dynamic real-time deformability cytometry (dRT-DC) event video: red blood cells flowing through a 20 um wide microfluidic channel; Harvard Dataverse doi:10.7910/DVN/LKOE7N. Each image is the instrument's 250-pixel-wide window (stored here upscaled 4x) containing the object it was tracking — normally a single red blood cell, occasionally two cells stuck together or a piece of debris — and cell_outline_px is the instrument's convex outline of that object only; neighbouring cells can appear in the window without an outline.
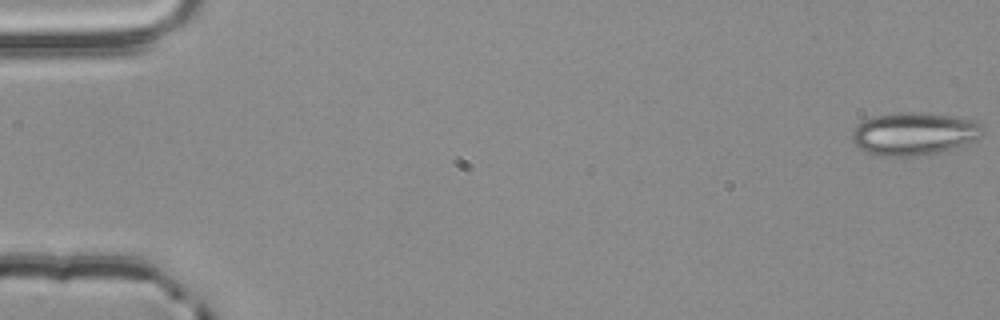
{"species": "common noctule bat (a hibernating species)", "species_latin": "Nyctalus noctula", "temperature_condition": "room temperature", "stored_images_in_passage": 5, "camera_frame_rate_fps": 3000, "um_per_image_px": 0.085, "animal": {"sex": "male", "body_mass_g": 20.4}, "frame": {"image": 1, "passage_image": 1, "time_ms": 0.0, "image_size_px": [1000, 320], "cell_outline_px": [[984, 136], [976, 140], [940, 152], [916, 156], [880, 156], [864, 152], [852, 140], [852, 132], [856, 124], [864, 120], [876, 116], [900, 112], [912, 112], [956, 116], [972, 120], [980, 124], [984, 128]], "centroid_in_image_um": [77.7, 11.37], "position_along_channel_um": 7.3, "area_um2": 32.66}}
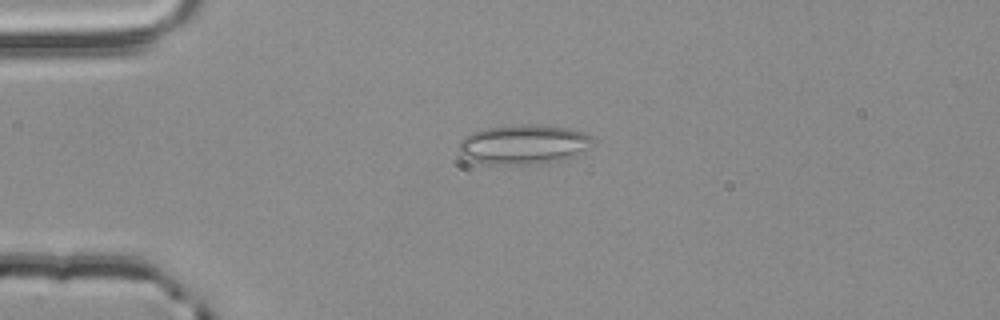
{"frame": {"image": 2, "passage_image": 3, "time_ms": 0.667, "image_size_px": [1000, 320], "cell_outline_px": [[600, 140], [588, 148], [572, 156], [560, 160], [524, 164], [488, 164], [468, 160], [460, 152], [460, 140], [464, 136], [472, 132], [484, 128], [524, 124], [568, 128], [584, 132]], "centroid_in_image_um": [44.53, 12.26], "position_along_channel_um": 40.5, "area_um2": 30.75}}
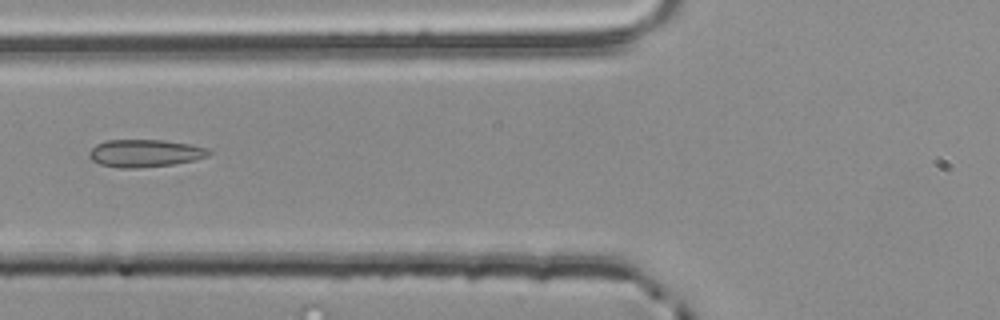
{"frame": {"image": 3, "passage_image": 5, "time_ms": 1.333, "image_size_px": [1000, 320], "cell_outline_px": [[212, 152], [208, 156], [196, 160], [176, 164], [140, 168], [116, 168], [100, 164], [92, 160], [88, 156], [88, 152], [96, 144], [108, 140], [164, 140], [188, 144], [208, 148]], "centroid_in_image_um": [12.32, 13.03], "position_along_channel_um": 113.5, "area_um2": 19.42}}